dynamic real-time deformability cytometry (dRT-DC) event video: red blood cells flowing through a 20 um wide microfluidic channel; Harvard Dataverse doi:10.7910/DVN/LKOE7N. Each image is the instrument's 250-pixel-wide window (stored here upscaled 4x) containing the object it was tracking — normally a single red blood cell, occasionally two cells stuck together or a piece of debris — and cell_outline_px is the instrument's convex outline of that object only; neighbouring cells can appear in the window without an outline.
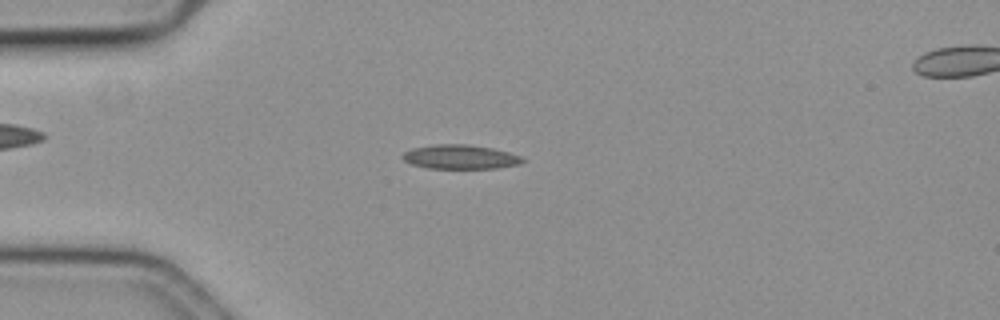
{"species": "common noctule bat (a hibernating species)", "species_latin": "Nyctalus noctula", "temperature_condition": "cold", "stored_images_in_passage": 58, "camera_frame_rate_fps": 3000, "um_per_image_px": 0.085, "animal": {"sex": "female", "body_mass_g": 19.3, "forearm_length_mm": 54.1}, "frame": {"image": 1, "passage_image": 15, "time_ms": 4.667, "image_size_px": [1000, 320], "cell_outline_px": [[524, 160], [520, 164], [496, 168], [428, 168], [412, 164], [404, 160], [400, 156], [404, 152], [412, 148], [436, 144], [468, 144], [492, 148], [508, 152], [520, 156]], "centroid_in_image_um": [39.09, 13.33], "position_along_channel_um": 45.9, "area_um2": 16.82}}
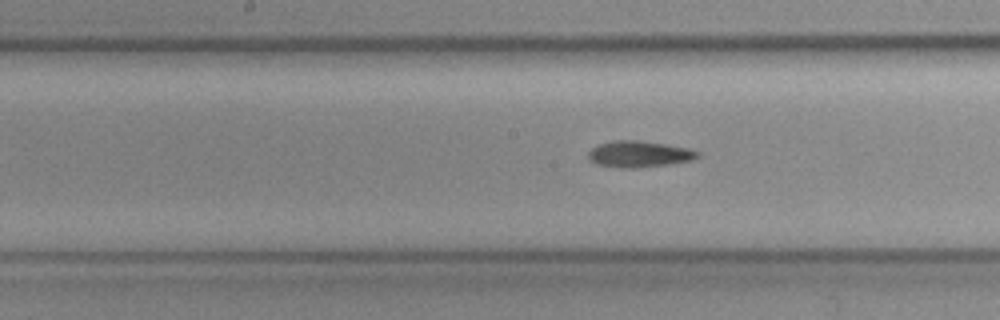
{"frame": {"image": 2, "passage_image": 29, "time_ms": 9.333, "image_size_px": [1000, 320], "cell_outline_px": [[700, 156], [692, 160], [668, 164], [636, 168], [628, 168], [596, 164], [588, 160], [588, 152], [592, 148], [600, 144], [612, 140], [640, 140], [688, 148], [700, 152]], "centroid_in_image_um": [54.32, 13.09], "position_along_channel_um": 193.9, "area_um2": 16.7}}
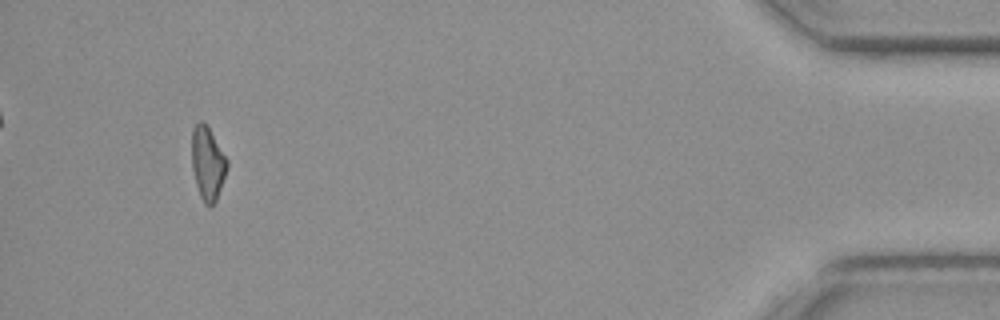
{"frame": {"image": 3, "passage_image": 54, "time_ms": 17.667, "image_size_px": [1000, 320], "cell_outline_px": [[228, 168], [216, 200], [208, 208], [204, 204], [200, 196], [196, 184], [192, 168], [192, 128], [200, 120], [204, 120], [228, 160]], "centroid_in_image_um": [17.65, 13.87], "position_along_channel_um": 417.6, "area_um2": 15.14}}